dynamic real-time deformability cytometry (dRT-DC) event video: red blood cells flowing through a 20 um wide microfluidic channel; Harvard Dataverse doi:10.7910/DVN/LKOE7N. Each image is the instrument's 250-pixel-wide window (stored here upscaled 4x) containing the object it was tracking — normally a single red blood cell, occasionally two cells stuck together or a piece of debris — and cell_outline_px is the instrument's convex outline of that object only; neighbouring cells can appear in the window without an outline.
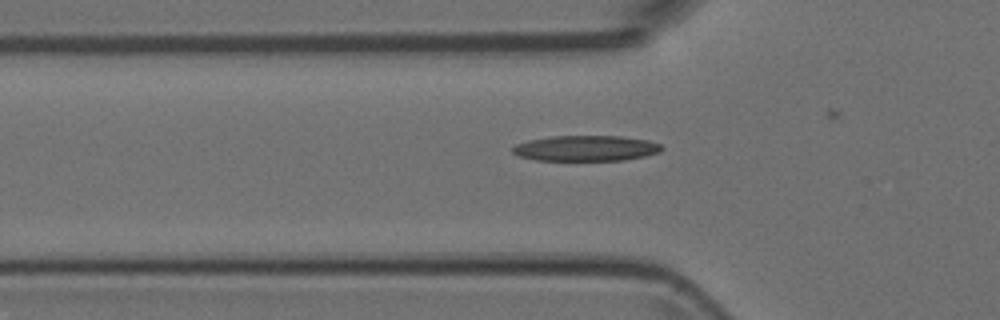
{"species": "Egyptian fruit bat (a non-hibernating species)", "species_latin": "Rousettus aegyptiacus", "temperature_condition": "room temperature", "stored_images_in_passage": 4, "camera_frame_rate_fps": 3000, "um_per_image_px": 0.085, "animal": {"sex": "female"}, "frame": {"image": 1, "passage_image": 3, "time_ms": 0.667, "image_size_px": [1000, 320], "cell_outline_px": [[664, 148], [660, 152], [644, 156], [624, 160], [536, 160], [520, 156], [512, 152], [512, 148], [516, 144], [528, 140], [552, 136], [620, 136], [648, 140], [660, 144]], "centroid_in_image_um": [49.81, 12.6], "position_along_channel_um": 76.0, "area_um2": 22.14}}